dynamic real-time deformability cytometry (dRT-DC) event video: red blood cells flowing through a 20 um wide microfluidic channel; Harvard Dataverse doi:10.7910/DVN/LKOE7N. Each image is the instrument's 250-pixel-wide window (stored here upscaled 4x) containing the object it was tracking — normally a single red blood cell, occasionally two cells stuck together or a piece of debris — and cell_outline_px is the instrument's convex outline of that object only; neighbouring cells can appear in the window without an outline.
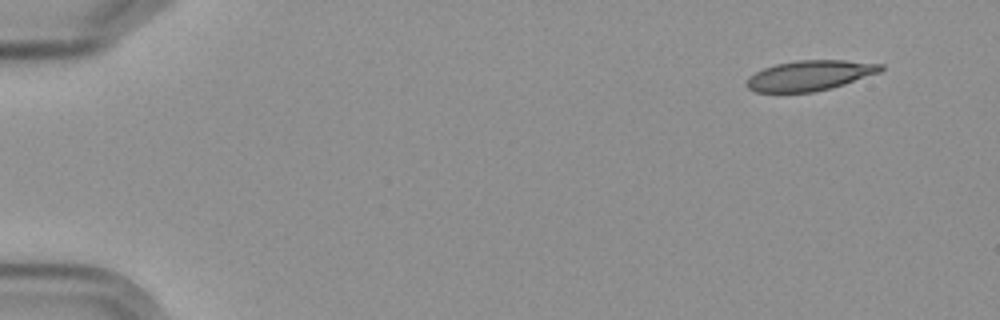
{"species": "Egyptian fruit bat (a non-hibernating species)", "species_latin": "Rousettus aegyptiacus", "temperature_condition": "cold", "stored_images_in_passage": 6, "camera_frame_rate_fps": 3000, "um_per_image_px": 0.085, "frame": {"image": 1, "passage_image": 1, "time_ms": 0.0, "image_size_px": [1000, 320], "cell_outline_px": [[884, 68], [880, 72], [832, 88], [812, 92], [756, 92], [748, 88], [744, 84], [748, 76], [764, 68], [776, 64], [796, 60], [844, 60], [884, 64]], "centroid_in_image_um": [68.82, 6.41], "position_along_channel_um": 16.2, "area_um2": 23.64}}
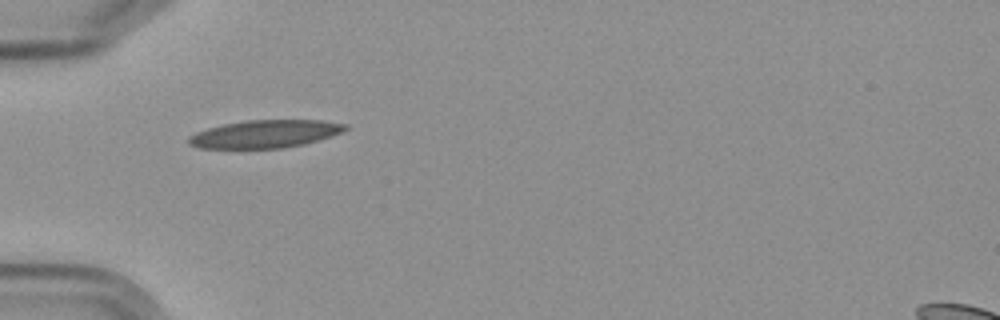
{"frame": {"image": 2, "passage_image": 5, "time_ms": 4.667, "image_size_px": [1000, 320], "cell_outline_px": [[348, 128], [332, 136], [304, 144], [284, 148], [200, 148], [188, 144], [188, 136], [196, 132], [208, 128], [224, 124], [244, 120], [324, 120], [348, 124]], "centroid_in_image_um": [22.54, 11.38], "position_along_channel_um": 62.5, "area_um2": 25.43}}
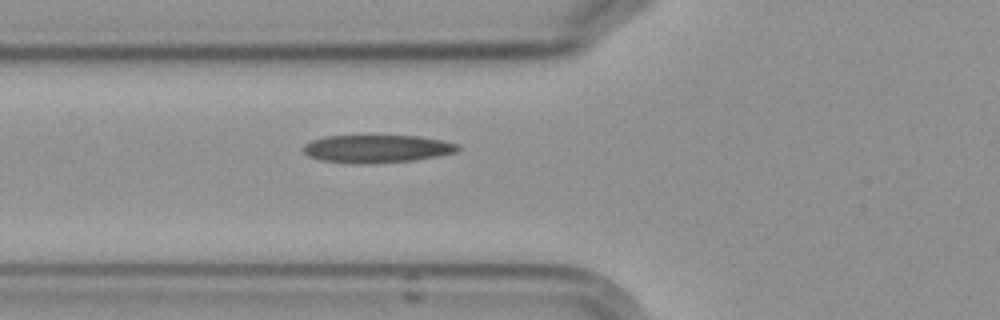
{"frame": {"image": 3, "passage_image": 6, "time_ms": 5.667, "image_size_px": [1000, 320], "cell_outline_px": [[464, 148], [456, 152], [440, 156], [412, 160], [368, 164], [360, 164], [320, 160], [308, 156], [304, 152], [304, 144], [312, 140], [324, 136], [420, 136], [444, 140], [460, 144]], "centroid_in_image_um": [32.11, 12.64], "position_along_channel_um": 93.7, "area_um2": 25.32}}